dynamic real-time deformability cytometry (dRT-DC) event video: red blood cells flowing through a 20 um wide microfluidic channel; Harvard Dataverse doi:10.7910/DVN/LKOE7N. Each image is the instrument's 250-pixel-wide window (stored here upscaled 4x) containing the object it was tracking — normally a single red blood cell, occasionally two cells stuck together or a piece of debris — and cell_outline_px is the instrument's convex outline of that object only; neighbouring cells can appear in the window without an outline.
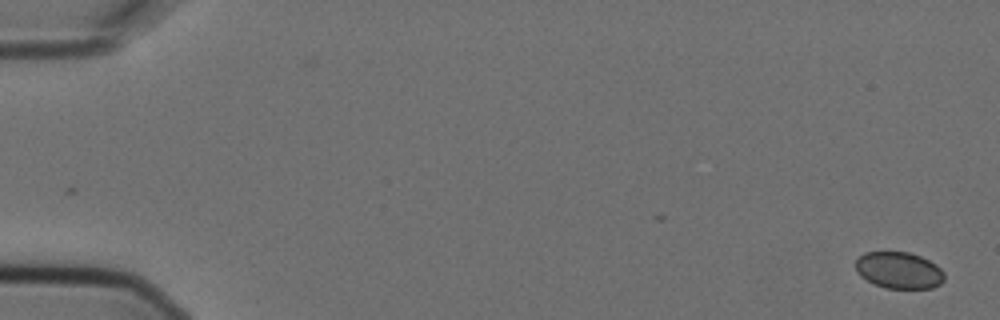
{"species": "Egyptian fruit bat (a non-hibernating species)", "species_latin": "Rousettus aegyptiacus", "temperature_condition": "cold", "stored_images_in_passage": 2, "camera_frame_rate_fps": 3000, "um_per_image_px": 0.085, "animal": {"sex": "female"}, "frame": {"image": 1, "passage_image": 2, "time_ms": 0.333, "image_size_px": [1000, 320], "cell_outline_px": [[944, 280], [940, 284], [932, 288], [884, 288], [860, 276], [856, 272], [856, 260], [864, 252], [908, 252], [920, 256], [936, 264], [944, 272]], "centroid_in_image_um": [76.41, 22.97], "position_along_channel_um": 8.6, "area_um2": 18.9}}